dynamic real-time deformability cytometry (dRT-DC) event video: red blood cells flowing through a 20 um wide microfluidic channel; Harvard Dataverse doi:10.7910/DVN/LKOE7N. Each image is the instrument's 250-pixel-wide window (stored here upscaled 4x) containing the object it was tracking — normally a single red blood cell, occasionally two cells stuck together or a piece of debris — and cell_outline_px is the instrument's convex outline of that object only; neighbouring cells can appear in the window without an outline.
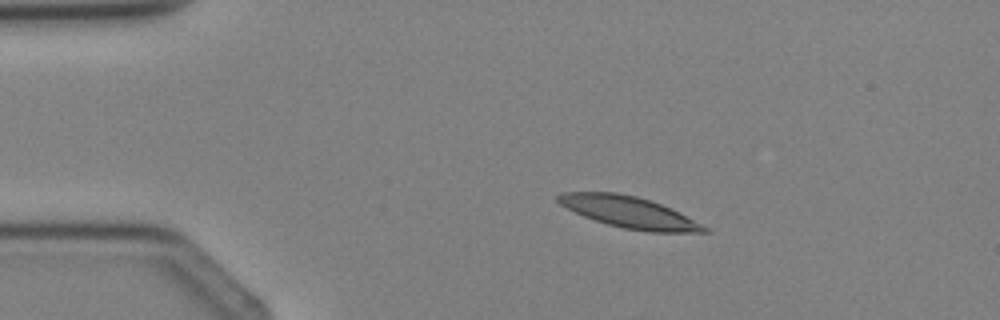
{"species": "Egyptian fruit bat (a non-hibernating species)", "species_latin": "Rousettus aegyptiacus", "temperature_condition": "cold", "stored_images_in_passage": 5, "camera_frame_rate_fps": 3000, "um_per_image_px": 0.085, "animal": {"sex": "female"}, "frame": {"image": 1, "passage_image": 3, "time_ms": 2.333, "image_size_px": [1000, 320], "cell_outline_px": [[712, 232], [652, 232], [624, 228], [608, 224], [584, 216], [560, 204], [556, 200], [556, 196], [564, 192], [616, 192], [636, 196], [672, 208], [680, 212], [708, 228]], "centroid_in_image_um": [53.49, 18.03], "position_along_channel_um": 31.5, "area_um2": 26.41}}